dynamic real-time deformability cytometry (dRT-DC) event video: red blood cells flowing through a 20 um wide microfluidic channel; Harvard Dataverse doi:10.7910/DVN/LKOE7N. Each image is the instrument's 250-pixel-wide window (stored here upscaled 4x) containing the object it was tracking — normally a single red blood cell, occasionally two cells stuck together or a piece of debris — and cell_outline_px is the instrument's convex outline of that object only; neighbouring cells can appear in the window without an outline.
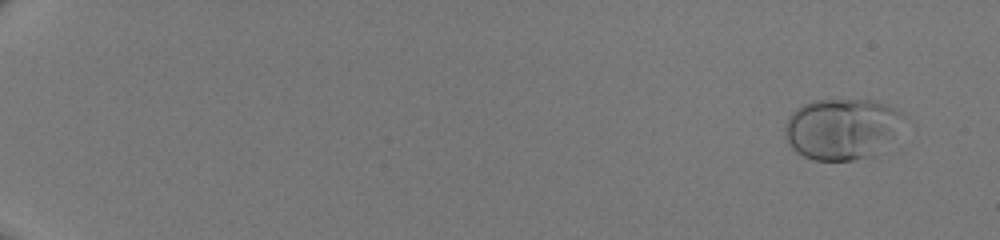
{"species": "human", "species_latin": "Homo sapiens", "temperature_condition": "room temperature", "stored_images_in_passage": 49, "camera_frame_rate_fps": 3000, "um_per_image_px": 0.085, "donor": {"sex": "male"}, "frame": {"image": 1, "passage_image": 2, "time_ms": 0.333, "image_size_px": [1000, 240], "cell_outline_px": [[900, 112], [892, 136], [872, 156], [852, 160], [812, 160], [796, 152], [788, 144], [784, 136], [784, 128], [788, 116], [796, 108], [812, 100], [872, 100], [888, 104], [896, 108]], "centroid_in_image_um": [71.42, 10.94], "position_along_channel_um": 13.6, "area_um2": 41.5}}
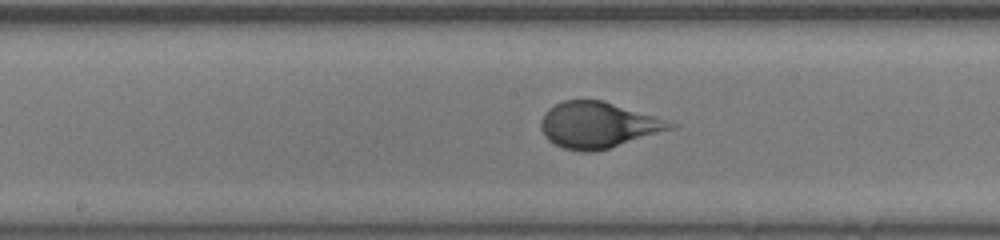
{"frame": {"image": 2, "passage_image": 29, "time_ms": 9.333, "image_size_px": [1000, 240], "cell_outline_px": [[680, 124], [676, 128], [596, 152], [584, 152], [564, 148], [548, 140], [544, 136], [540, 128], [540, 120], [544, 112], [548, 108], [564, 100], [604, 100], [656, 116]], "centroid_in_image_um": [50.86, 10.62], "position_along_channel_um": 197.3, "area_um2": 35.03}}
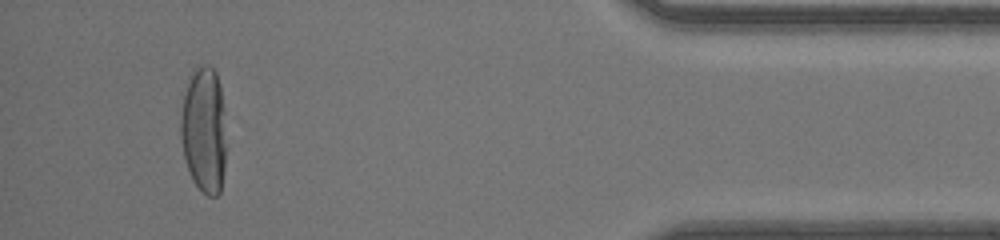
{"frame": {"image": 3, "passage_image": 47, "time_ms": 15.333, "image_size_px": [1000, 240], "cell_outline_px": [[224, 168], [220, 192], [216, 196], [208, 196], [192, 180], [184, 156], [180, 136], [180, 116], [188, 76], [196, 64], [208, 64], [216, 72], [220, 84], [224, 112]], "centroid_in_image_um": [17.31, 10.97], "position_along_channel_um": 417.9, "area_um2": 33.64}}